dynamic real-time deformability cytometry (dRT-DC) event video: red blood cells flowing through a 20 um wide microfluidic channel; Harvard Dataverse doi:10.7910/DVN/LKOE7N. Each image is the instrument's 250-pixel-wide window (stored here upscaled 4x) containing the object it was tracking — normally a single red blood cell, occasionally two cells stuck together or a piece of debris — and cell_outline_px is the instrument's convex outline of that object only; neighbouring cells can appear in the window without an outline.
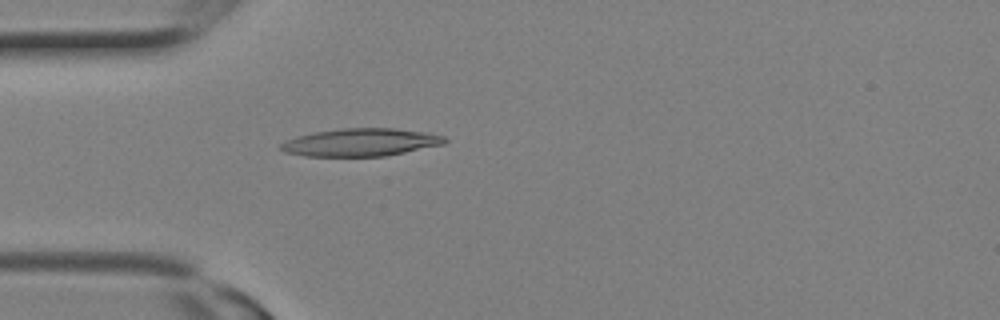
{"species": "Egyptian fruit bat (a non-hibernating species)", "species_latin": "Rousettus aegyptiacus", "temperature_condition": "room temperature", "stored_images_in_passage": 24, "camera_frame_rate_fps": 3000, "um_per_image_px": 0.085, "animal": {"sex": "female"}, "frame": {"image": 1, "passage_image": 7, "time_ms": 2.0, "image_size_px": [1000, 320], "cell_outline_px": [[448, 140], [444, 144], [384, 156], [304, 156], [284, 152], [280, 148], [280, 144], [284, 140], [296, 136], [312, 132], [344, 128], [396, 128], [424, 132], [444, 136]], "centroid_in_image_um": [30.62, 12.09], "position_along_channel_um": 54.4, "area_um2": 26.53}}
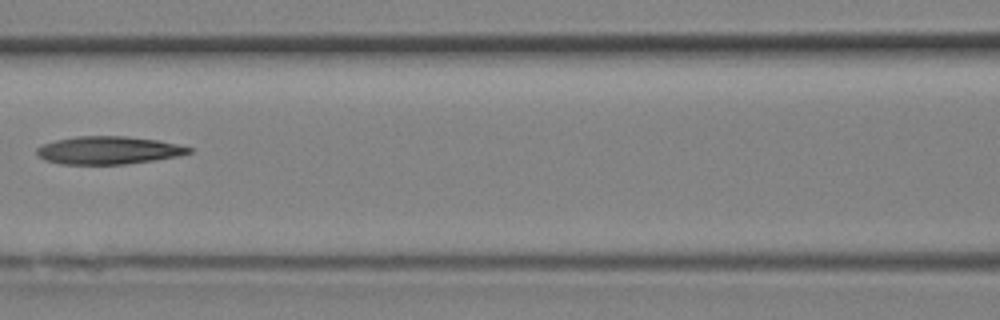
{"frame": {"image": 2, "passage_image": 11, "time_ms": 3.333, "image_size_px": [1000, 320], "cell_outline_px": [[192, 152], [176, 156], [152, 160], [124, 164], [60, 164], [44, 160], [36, 152], [36, 148], [44, 144], [56, 140], [76, 136], [124, 136], [156, 140], [176, 144], [192, 148]], "centroid_in_image_um": [9.18, 12.77], "position_along_channel_um": 157.4, "area_um2": 24.39}}
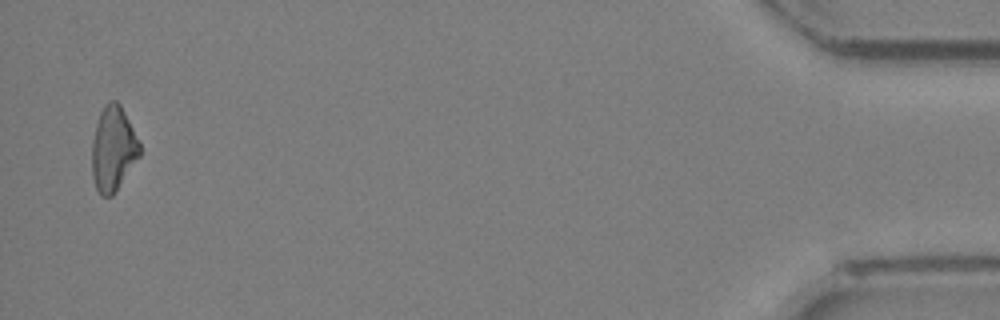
{"frame": {"image": 3, "passage_image": 24, "time_ms": 7.667, "image_size_px": [1000, 320], "cell_outline_px": [[140, 156], [112, 196], [100, 196], [96, 188], [92, 176], [92, 140], [96, 124], [100, 112], [104, 104], [108, 100], [116, 100], [120, 104], [140, 144]], "centroid_in_image_um": [9.6, 12.65], "position_along_channel_um": 425.6, "area_um2": 23.47}}